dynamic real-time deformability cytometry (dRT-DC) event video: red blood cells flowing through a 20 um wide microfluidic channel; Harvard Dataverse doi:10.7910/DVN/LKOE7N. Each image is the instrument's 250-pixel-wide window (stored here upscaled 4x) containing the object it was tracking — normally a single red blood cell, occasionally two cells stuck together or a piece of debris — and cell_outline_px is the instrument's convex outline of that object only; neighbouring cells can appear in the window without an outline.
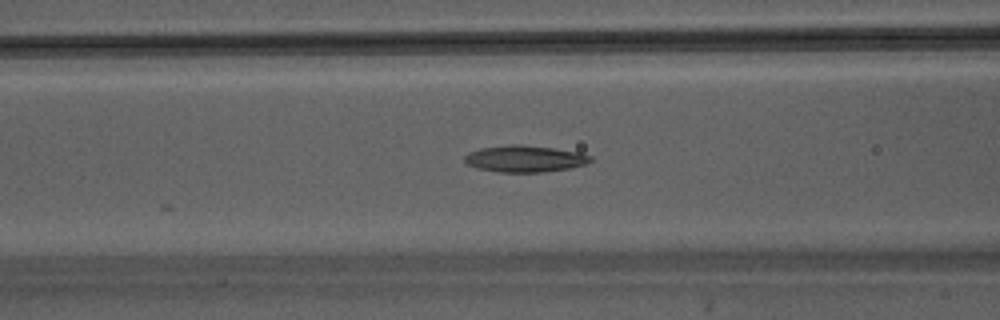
{"species": "Egyptian fruit bat (a non-hibernating species)", "species_latin": "Rousettus aegyptiacus", "temperature_condition": "warm", "stored_images_in_passage": 45, "camera_frame_rate_fps": 3000, "um_per_image_px": 0.085, "animal": {"sex": "male"}, "frame": {"image": 1, "passage_image": 19, "time_ms": 6.0, "image_size_px": [1000, 320], "cell_outline_px": [[592, 160], [584, 164], [568, 168], [544, 172], [496, 172], [476, 168], [468, 164], [464, 160], [464, 156], [468, 152], [480, 148], [512, 144], [520, 144], [552, 148], [580, 152], [592, 156]], "centroid_in_image_um": [44.57, 13.49], "position_along_channel_um": 122.0, "area_um2": 19.54}}
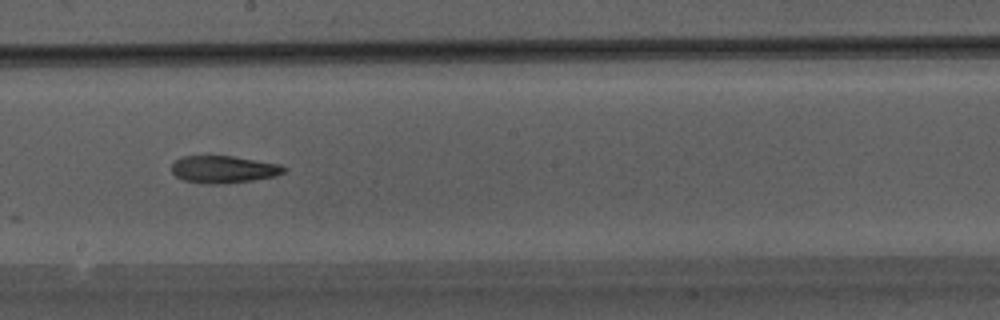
{"frame": {"image": 2, "passage_image": 26, "time_ms": 8.333, "image_size_px": [1000, 320], "cell_outline_px": [[288, 168], [284, 172], [276, 176], [252, 180], [216, 184], [200, 184], [184, 180], [176, 176], [172, 172], [172, 164], [176, 160], [184, 156], [232, 156], [280, 164]], "centroid_in_image_um": [19.01, 14.4], "position_along_channel_um": 229.2, "area_um2": 17.8}}
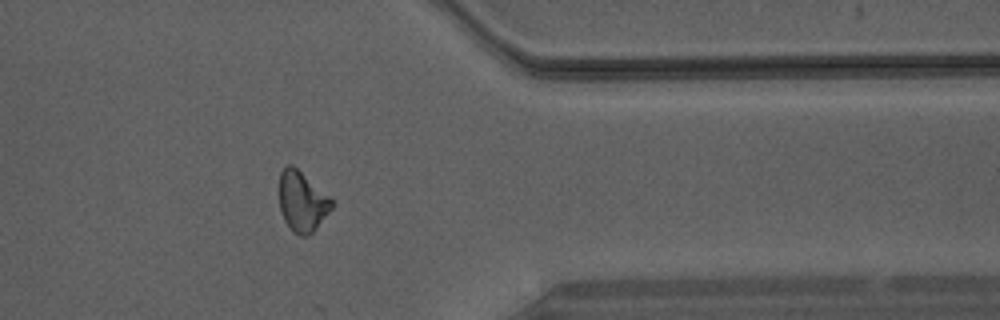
{"frame": {"image": 3, "passage_image": 37, "time_ms": 12.0, "image_size_px": [1000, 320], "cell_outline_px": [[332, 208], [316, 228], [308, 236], [300, 236], [292, 232], [284, 220], [280, 208], [280, 172], [288, 164], [292, 164], [328, 196], [332, 200]], "centroid_in_image_um": [25.66, 17.15], "position_along_channel_um": 385.7, "area_um2": 18.03}}